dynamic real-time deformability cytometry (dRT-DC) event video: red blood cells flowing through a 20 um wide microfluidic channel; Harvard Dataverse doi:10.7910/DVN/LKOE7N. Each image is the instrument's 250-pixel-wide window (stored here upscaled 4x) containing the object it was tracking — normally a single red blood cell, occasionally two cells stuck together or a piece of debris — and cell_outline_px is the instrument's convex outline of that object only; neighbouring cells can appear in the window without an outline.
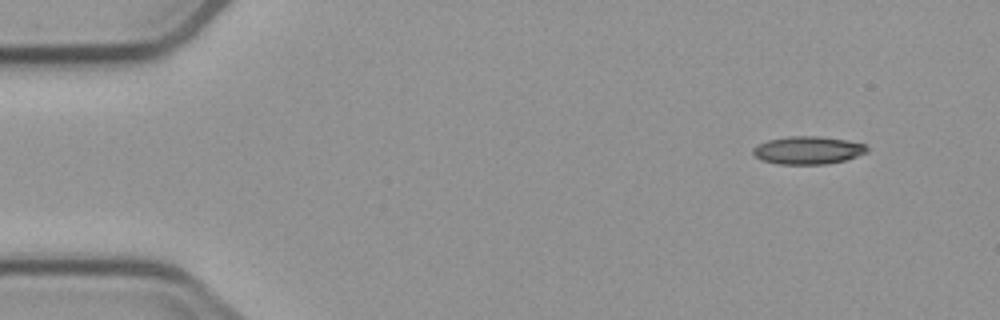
{"species": "common noctule bat (a hibernating species)", "species_latin": "Nyctalus noctula", "temperature_condition": "cold", "stored_images_in_passage": 4, "camera_frame_rate_fps": 3000, "um_per_image_px": 0.085, "animal": {"sex": "male", "body_mass_g": 23.1, "forearm_length_mm": 52.7}, "frame": {"image": 1, "passage_image": 1, "time_ms": 0.0, "image_size_px": [1000, 320], "cell_outline_px": [[868, 152], [844, 160], [824, 164], [780, 164], [760, 160], [752, 152], [752, 148], [756, 144], [768, 140], [788, 136], [816, 136], [848, 140], [864, 144], [868, 148]], "centroid_in_image_um": [68.64, 12.76], "position_along_channel_um": 16.4, "area_um2": 18.5}}
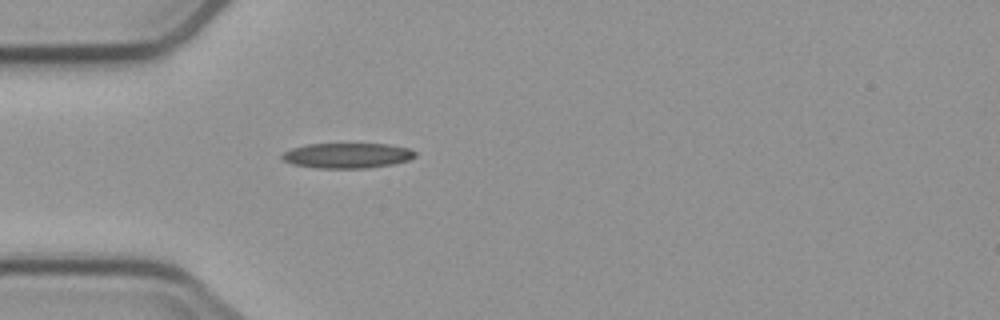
{"frame": {"image": 2, "passage_image": 4, "time_ms": 3.667, "image_size_px": [1000, 320], "cell_outline_px": [[416, 156], [408, 160], [392, 164], [364, 168], [316, 168], [292, 164], [284, 160], [280, 156], [284, 152], [292, 148], [308, 144], [388, 144], [408, 148], [416, 152]], "centroid_in_image_um": [29.51, 13.22], "position_along_channel_um": 55.5, "area_um2": 19.42}}